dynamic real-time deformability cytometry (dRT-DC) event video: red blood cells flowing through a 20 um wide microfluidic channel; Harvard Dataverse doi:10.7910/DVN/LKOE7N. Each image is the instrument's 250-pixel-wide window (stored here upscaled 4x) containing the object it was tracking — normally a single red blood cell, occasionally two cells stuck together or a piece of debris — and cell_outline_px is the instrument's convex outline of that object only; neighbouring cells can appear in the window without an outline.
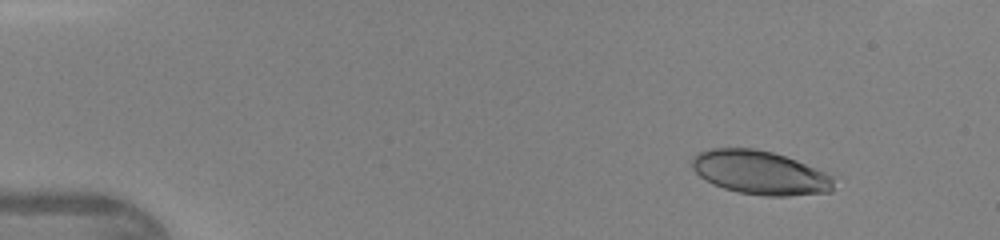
{"species": "human", "species_latin": "Homo sapiens", "temperature_condition": "warm", "stored_images_in_passage": 44, "camera_frame_rate_fps": 3000, "um_per_image_px": 0.085, "donor": {"sex": "female"}, "frame": {"image": 1, "passage_image": 2, "time_ms": 0.333, "image_size_px": [1000, 240], "cell_outline_px": [[832, 192], [788, 196], [764, 196], [736, 192], [712, 184], [700, 176], [692, 168], [692, 156], [696, 152], [712, 148], [752, 148], [772, 152], [796, 160], [824, 172], [832, 176]], "centroid_in_image_um": [64.56, 14.67], "position_along_channel_um": 20.4, "area_um2": 36.13}}
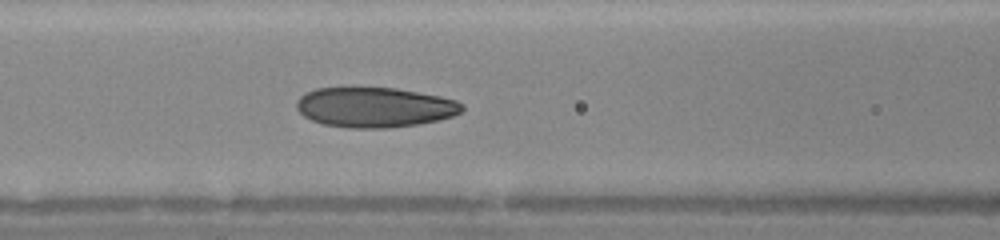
{"frame": {"image": 2, "passage_image": 17, "time_ms": 5.333, "image_size_px": [1000, 240], "cell_outline_px": [[464, 108], [460, 112], [452, 116], [440, 120], [420, 124], [388, 128], [348, 128], [324, 124], [312, 120], [304, 116], [296, 108], [296, 100], [304, 92], [316, 88], [396, 88], [440, 96], [456, 100], [464, 104]], "centroid_in_image_um": [31.85, 9.12], "position_along_channel_um": 134.8, "area_um2": 38.78}}
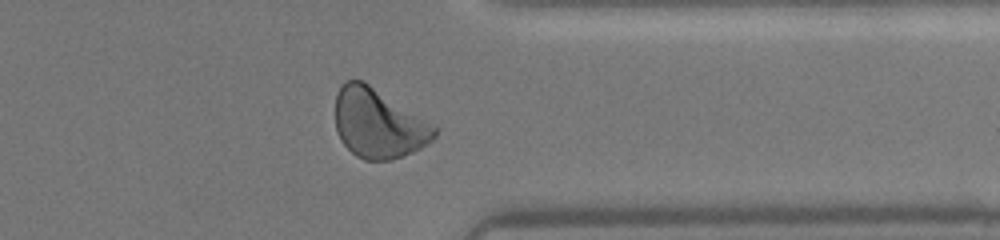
{"frame": {"image": 3, "passage_image": 34, "time_ms": 11.0, "image_size_px": [1000, 240], "cell_outline_px": [[440, 128], [436, 136], [432, 140], [420, 148], [404, 156], [392, 160], [364, 160], [356, 156], [340, 140], [336, 132], [336, 92], [348, 80], [364, 80]], "centroid_in_image_um": [32.18, 10.5], "position_along_channel_um": 379.2, "area_um2": 40.29}, "authors_computed_cell_mechanics": {"area_um2": 38.2925, "velocity_mm_per_s": 4.3671, "shape_relaxation_time_tau1_ms": 5.0407, "shape_relaxation_time_tau2_ms": 1.6117, "deformation_change_tau1": 0.1622, "deformation_change_tau2": 0.0768}}